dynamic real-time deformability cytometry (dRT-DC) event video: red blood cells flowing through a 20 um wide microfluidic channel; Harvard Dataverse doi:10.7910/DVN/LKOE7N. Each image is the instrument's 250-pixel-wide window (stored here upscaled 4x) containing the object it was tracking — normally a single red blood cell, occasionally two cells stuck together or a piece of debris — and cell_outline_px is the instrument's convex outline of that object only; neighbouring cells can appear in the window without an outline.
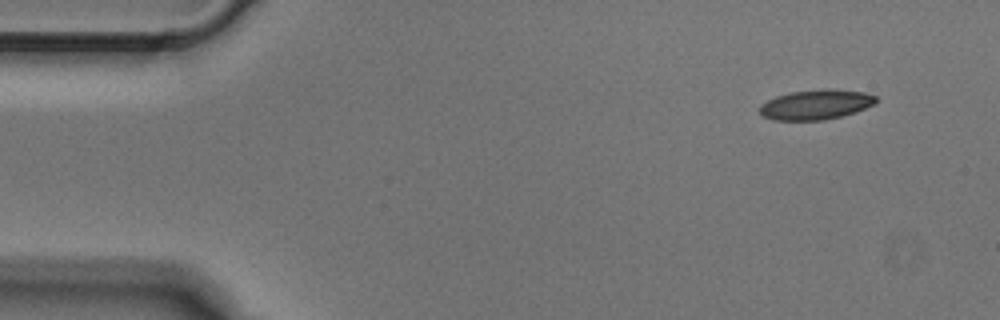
{"species": "Egyptian fruit bat (a non-hibernating species)", "species_latin": "Rousettus aegyptiacus", "temperature_condition": "cold", "stored_images_in_passage": 3, "camera_frame_rate_fps": 3000, "um_per_image_px": 0.085, "animal": {"sex": "male"}, "frame": {"image": 1, "passage_image": 1, "time_ms": 0.0, "image_size_px": [1000, 320], "cell_outline_px": [[876, 104], [856, 112], [824, 120], [772, 120], [764, 116], [760, 112], [760, 104], [776, 96], [788, 92], [828, 88], [832, 88], [864, 92], [876, 96]], "centroid_in_image_um": [69.37, 8.88], "position_along_channel_um": 15.6, "area_um2": 20.4}}